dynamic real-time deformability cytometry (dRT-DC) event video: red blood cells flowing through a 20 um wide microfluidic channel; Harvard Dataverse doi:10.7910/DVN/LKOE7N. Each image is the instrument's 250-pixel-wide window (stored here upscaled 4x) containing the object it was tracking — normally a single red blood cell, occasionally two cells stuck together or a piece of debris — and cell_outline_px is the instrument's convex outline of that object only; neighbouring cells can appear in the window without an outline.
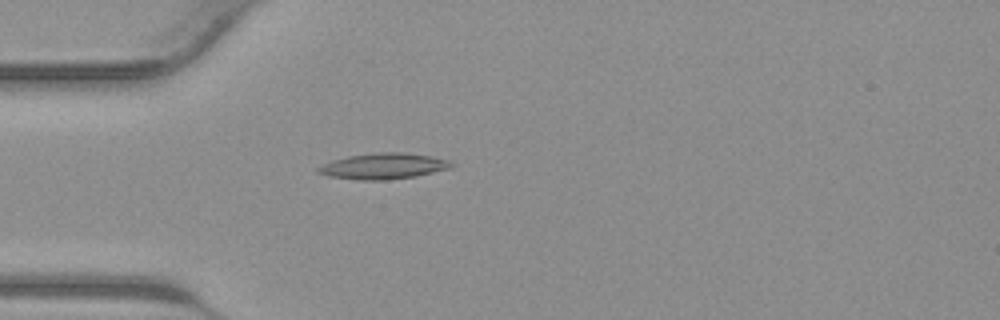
{"species": "common noctule bat (a hibernating species)", "species_latin": "Nyctalus noctula", "temperature_condition": "warm", "stored_images_in_passage": 42, "camera_frame_rate_fps": 3000, "um_per_image_px": 0.085, "animal": {"sex": "male", "body_mass_g": 23.1, "forearm_length_mm": 52.7}, "frame": {"image": 1, "passage_image": 12, "time_ms": 3.667, "image_size_px": [1000, 320], "cell_outline_px": [[456, 164], [452, 168], [416, 176], [384, 180], [360, 180], [328, 176], [316, 172], [316, 168], [332, 160], [348, 156], [380, 152], [400, 152], [432, 156], [448, 160]], "centroid_in_image_um": [32.61, 14.12], "position_along_channel_um": 52.4, "area_um2": 20.11}}
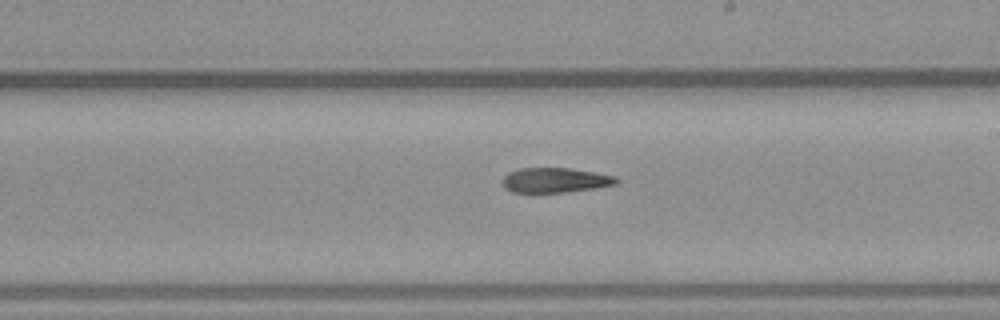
{"frame": {"image": 2, "passage_image": 24, "time_ms": 7.667, "image_size_px": [1000, 320], "cell_outline_px": [[620, 180], [616, 184], [596, 188], [564, 192], [512, 192], [504, 188], [504, 176], [508, 172], [520, 168], [568, 168], [616, 176]], "centroid_in_image_um": [47.2, 15.31], "position_along_channel_um": 241.8, "area_um2": 16.36}}
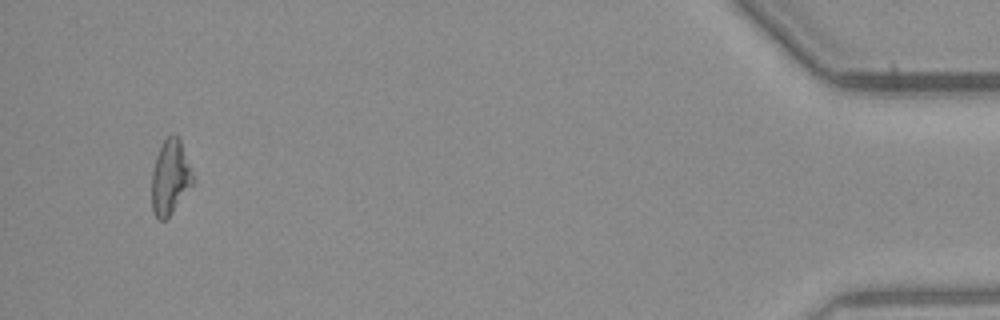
{"frame": {"image": 3, "passage_image": 40, "time_ms": 13.0, "image_size_px": [1000, 320], "cell_outline_px": [[196, 180], [172, 212], [164, 220], [160, 220], [156, 216], [152, 208], [152, 172], [156, 156], [164, 140], [168, 136], [180, 136]], "centroid_in_image_um": [14.5, 15.04], "position_along_channel_um": 420.7, "area_um2": 17.92}}